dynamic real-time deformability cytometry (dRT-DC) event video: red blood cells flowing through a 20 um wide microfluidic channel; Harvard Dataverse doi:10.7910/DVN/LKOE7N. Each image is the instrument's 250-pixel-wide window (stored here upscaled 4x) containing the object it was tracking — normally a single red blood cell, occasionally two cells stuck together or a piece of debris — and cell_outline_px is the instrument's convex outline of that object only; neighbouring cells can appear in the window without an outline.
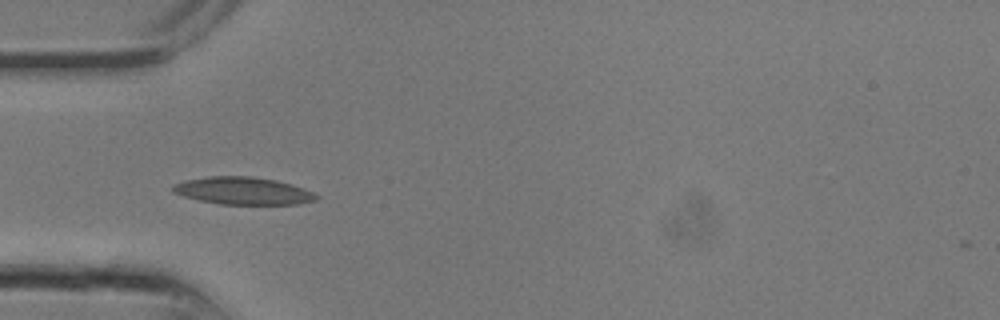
{"species": "common noctule bat (a hibernating species)", "species_latin": "Nyctalus noctula", "temperature_condition": "room temperature", "stored_images_in_passage": 11, "camera_frame_rate_fps": 3000, "um_per_image_px": 0.085, "animal": {"sex": "male", "body_mass_g": 13.3}, "frame": {"image": 1, "passage_image": 8, "time_ms": 2.333, "image_size_px": [1000, 320], "cell_outline_px": [[320, 196], [316, 200], [300, 204], [220, 204], [200, 200], [184, 196], [172, 192], [172, 188], [176, 184], [184, 180], [208, 176], [252, 176], [276, 180], [292, 184], [312, 192]], "centroid_in_image_um": [20.68, 16.22], "position_along_channel_um": 64.3, "area_um2": 22.89}}
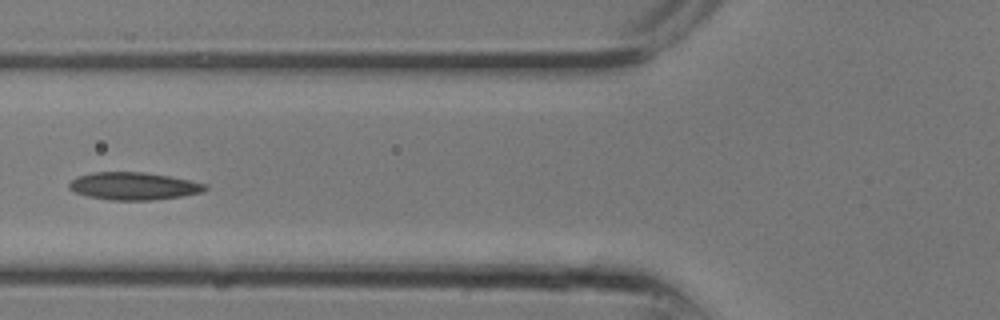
{"frame": {"image": 2, "passage_image": 10, "time_ms": 3.0, "image_size_px": [1000, 320], "cell_outline_px": [[208, 188], [204, 192], [180, 196], [152, 200], [112, 200], [88, 196], [76, 192], [68, 188], [68, 184], [76, 176], [92, 172], [144, 172], [168, 176], [208, 184]], "centroid_in_image_um": [11.36, 15.81], "position_along_channel_um": 114.4, "area_um2": 21.79}}